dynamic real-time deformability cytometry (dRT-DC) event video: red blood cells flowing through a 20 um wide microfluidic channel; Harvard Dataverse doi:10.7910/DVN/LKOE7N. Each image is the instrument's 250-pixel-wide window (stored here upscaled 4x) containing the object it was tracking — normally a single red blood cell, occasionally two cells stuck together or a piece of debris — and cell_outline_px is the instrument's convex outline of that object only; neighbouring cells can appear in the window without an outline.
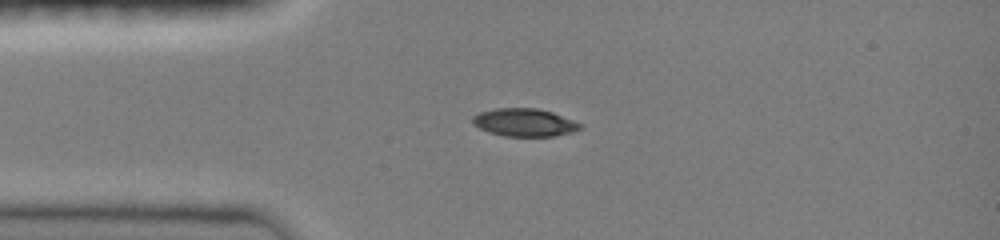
{"species": "common noctule bat (a hibernating species)", "species_latin": "Nyctalus noctula", "temperature_condition": "room temperature", "stored_images_in_passage": 46, "camera_frame_rate_fps": 3000, "um_per_image_px": 0.085, "animal": {"sex": "female", "body_mass_g": 19.0, "forearm_length_mm": 51.5}, "frame": {"image": 1, "passage_image": 10, "time_ms": 3.0, "image_size_px": [1000, 240], "cell_outline_px": [[580, 128], [572, 132], [556, 136], [504, 136], [488, 132], [472, 124], [472, 116], [480, 112], [496, 108], [536, 108], [552, 112], [572, 120], [580, 124]], "centroid_in_image_um": [44.53, 10.41], "position_along_channel_um": 40.5, "area_um2": 17.34}}
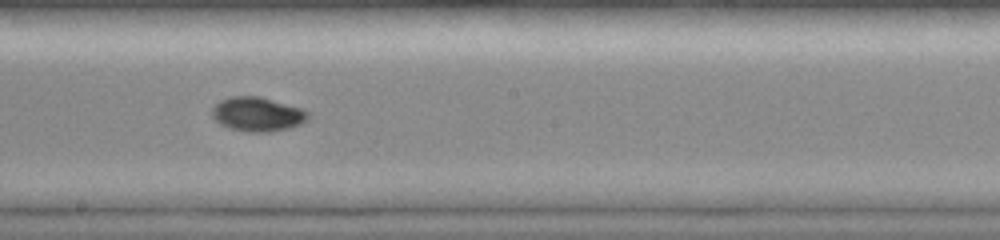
{"frame": {"image": 2, "passage_image": 25, "time_ms": 8.0, "image_size_px": [1000, 240], "cell_outline_px": [[312, 116], [308, 120], [300, 124], [288, 128], [268, 132], [252, 132], [228, 128], [220, 124], [212, 116], [212, 108], [220, 100], [232, 96], [260, 96], [300, 108], [308, 112]], "centroid_in_image_um": [21.89, 9.71], "position_along_channel_um": 226.3, "area_um2": 19.13}}
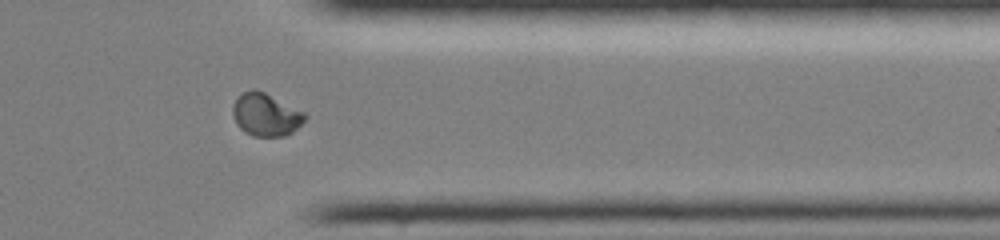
{"frame": {"image": 3, "passage_image": 37, "time_ms": 12.0, "image_size_px": [1000, 240], "cell_outline_px": [[308, 116], [292, 132], [284, 136], [252, 136], [244, 132], [236, 124], [232, 112], [232, 108], [236, 100], [244, 92], [252, 88], [256, 88], [304, 112]], "centroid_in_image_um": [22.57, 9.75], "position_along_channel_um": 388.8, "area_um2": 17.8}, "authors_computed_cell_mechanics": {"area_um2": 17.918, "velocity_mm_per_s": 4.0549, "shape_relaxation_time_tau1_ms": null, "shape_relaxation_time_tau2_ms": 1.6556, "deformation_change_tau1": null, "deformation_change_tau2": 0.0306}}